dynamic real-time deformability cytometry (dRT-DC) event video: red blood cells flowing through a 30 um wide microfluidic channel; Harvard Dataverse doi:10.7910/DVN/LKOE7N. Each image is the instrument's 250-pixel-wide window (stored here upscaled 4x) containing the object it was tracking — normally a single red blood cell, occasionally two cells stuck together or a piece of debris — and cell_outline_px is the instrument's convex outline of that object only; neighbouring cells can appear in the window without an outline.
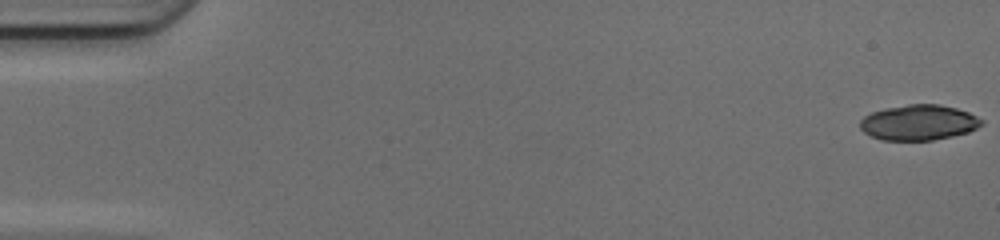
{"species": "common noctule bat (a hibernating species)", "species_latin": "Nyctalus noctula", "temperature_condition": "cold", "stored_images_in_passage": 49, "segment_of_instrument_passage": [1, 2], "camera_frame_rate_fps": 3000, "um_per_image_px": 0.085, "animal": {"sex": "female", "body_mass_g": 17.0, "forearm_length_mm": 48.0}, "frame": {"image": 1, "passage_image": 1, "time_ms": 0.0, "image_size_px": [1000, 240], "cell_outline_px": [[984, 124], [968, 132], [952, 136], [932, 140], [880, 140], [864, 132], [860, 128], [860, 120], [864, 116], [872, 112], [888, 108], [908, 104], [940, 104], [956, 108], [968, 112], [984, 120]], "centroid_in_image_um": [78.1, 10.41], "position_along_channel_um": 6.9, "area_um2": 25.03}}
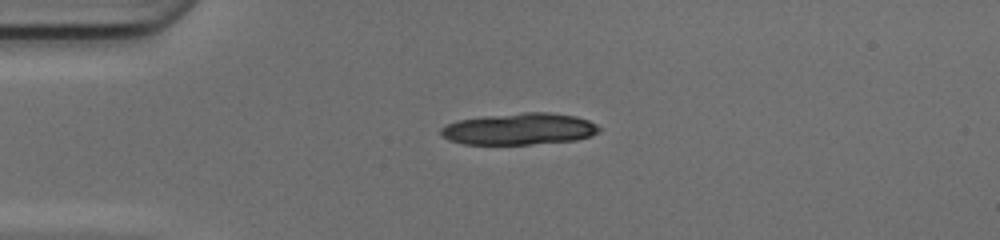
{"frame": {"image": 2, "passage_image": 13, "time_ms": 4.0, "image_size_px": [1000, 240], "cell_outline_px": [[600, 132], [592, 136], [576, 140], [528, 144], [464, 144], [448, 140], [440, 132], [440, 128], [456, 120], [484, 116], [524, 112], [548, 112], [576, 116], [588, 120], [596, 124], [600, 128]], "centroid_in_image_um": [44.16, 10.96], "position_along_channel_um": 40.8, "area_um2": 29.25}}